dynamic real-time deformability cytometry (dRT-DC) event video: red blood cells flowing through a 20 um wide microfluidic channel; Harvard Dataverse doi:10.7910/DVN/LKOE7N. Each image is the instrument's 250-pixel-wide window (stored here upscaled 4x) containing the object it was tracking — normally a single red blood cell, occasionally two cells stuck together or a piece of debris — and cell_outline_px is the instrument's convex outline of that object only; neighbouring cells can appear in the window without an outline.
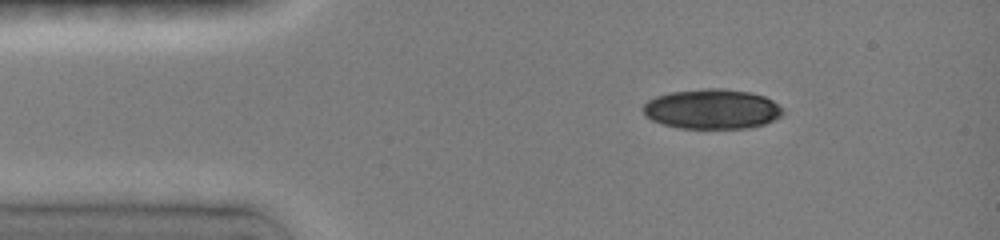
{"species": "common noctule bat (a hibernating species)", "species_latin": "Nyctalus noctula", "temperature_condition": "room temperature", "stored_images_in_passage": 5, "camera_frame_rate_fps": 3000, "um_per_image_px": 0.085, "animal": {"sex": "female", "body_mass_g": 19.0, "forearm_length_mm": 51.5}, "frame": {"image": 1, "passage_image": 2, "time_ms": 1.0, "image_size_px": [1000, 240], "cell_outline_px": [[784, 112], [780, 116], [764, 124], [748, 128], [680, 128], [664, 124], [652, 120], [644, 116], [644, 104], [648, 100], [656, 96], [668, 92], [704, 88], [720, 88], [752, 92], [764, 96], [772, 100]], "centroid_in_image_um": [60.5, 9.26], "position_along_channel_um": 24.5, "area_um2": 32.43}}